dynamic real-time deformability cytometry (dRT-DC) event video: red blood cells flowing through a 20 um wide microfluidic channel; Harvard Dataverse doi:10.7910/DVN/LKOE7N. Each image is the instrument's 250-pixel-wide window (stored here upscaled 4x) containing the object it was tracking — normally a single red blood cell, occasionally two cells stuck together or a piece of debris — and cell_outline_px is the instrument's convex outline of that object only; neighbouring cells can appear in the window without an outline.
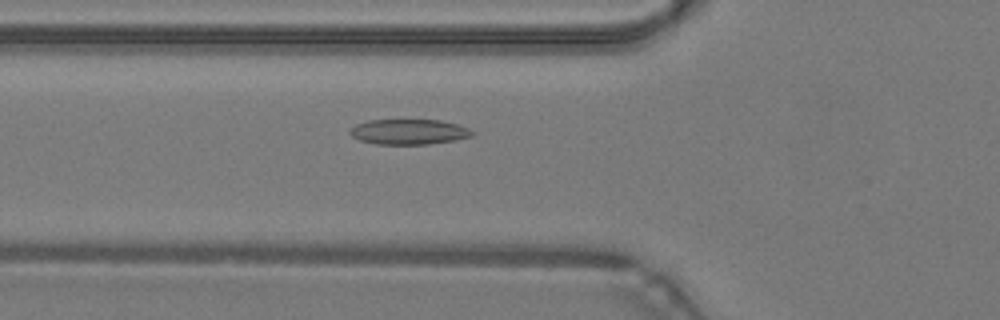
{"species": "common noctule bat (a hibernating species)", "species_latin": "Nyctalus noctula", "temperature_condition": "warm", "stored_images_in_passage": 49, "camera_frame_rate_fps": 3000, "um_per_image_px": 0.085, "animal": {"sex": "male", "body_mass_g": 19.2, "forearm_length_mm": 51.8}, "frame": {"image": 1, "passage_image": 18, "time_ms": 5.667, "image_size_px": [1000, 320], "cell_outline_px": [[476, 132], [472, 136], [456, 140], [428, 144], [376, 144], [360, 140], [352, 136], [348, 132], [356, 124], [368, 120], [440, 120], [456, 124], [468, 128]], "centroid_in_image_um": [34.77, 11.2], "position_along_channel_um": 91.0, "area_um2": 17.98}}
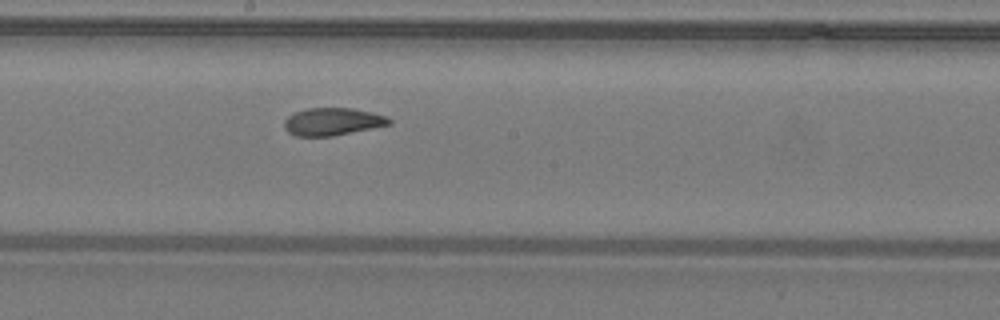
{"frame": {"image": 2, "passage_image": 27, "time_ms": 8.667, "image_size_px": [1000, 320], "cell_outline_px": [[392, 124], [332, 136], [296, 136], [288, 132], [284, 128], [284, 120], [288, 116], [296, 112], [308, 108], [352, 108], [372, 112], [388, 116], [392, 120]], "centroid_in_image_um": [28.28, 10.33], "position_along_channel_um": 219.9, "area_um2": 16.88}}
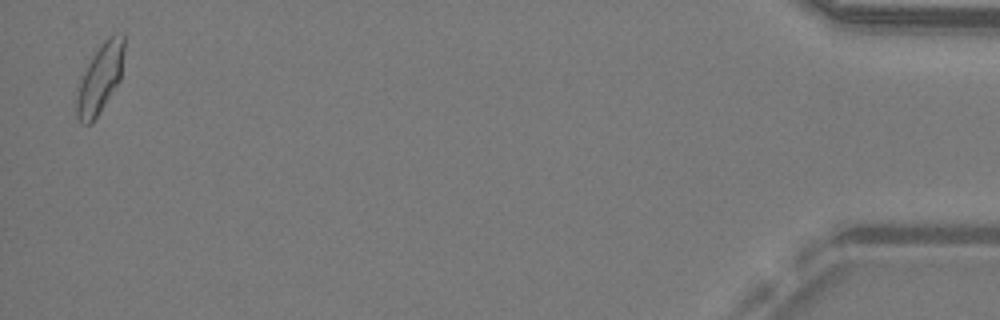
{"frame": {"image": 3, "passage_image": 48, "time_ms": 15.667, "image_size_px": [1000, 320], "cell_outline_px": [[124, 52], [120, 80], [92, 124], [80, 124], [76, 116], [76, 96], [80, 80], [92, 56], [100, 44], [108, 36], [124, 32]], "centroid_in_image_um": [8.5, 6.67], "position_along_channel_um": 426.7, "area_um2": 19.19}, "authors_computed_cell_mechanics": {"area_um2": 18.0914, "velocity_mm_per_s": 4.2768, "shape_relaxation_time_tau1_ms": 6.9329, "shape_relaxation_time_tau2_ms": 1.7392, "deformation_change_tau1": 0.1952, "deformation_change_tau2": 0.0853}}